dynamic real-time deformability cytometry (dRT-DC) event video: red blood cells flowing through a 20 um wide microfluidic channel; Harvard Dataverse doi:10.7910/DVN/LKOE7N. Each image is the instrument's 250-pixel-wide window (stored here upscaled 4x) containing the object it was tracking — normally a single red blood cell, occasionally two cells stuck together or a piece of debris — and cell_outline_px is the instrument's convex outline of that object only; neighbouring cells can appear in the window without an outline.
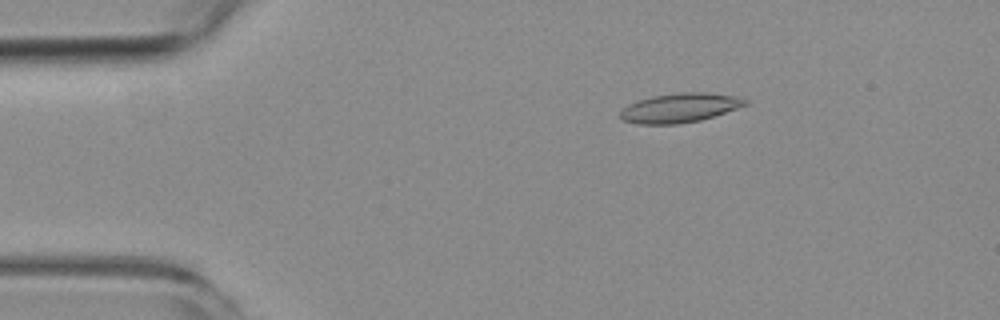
{"species": "common noctule bat (a hibernating species)", "species_latin": "Nyctalus noctula", "temperature_condition": "room temperature", "stored_images_in_passage": 5, "camera_frame_rate_fps": 3000, "um_per_image_px": 0.085, "animal": {"sex": "female", "body_mass_g": 19.3, "forearm_length_mm": 54.1}, "frame": {"image": 1, "passage_image": 3, "time_ms": 2.333, "image_size_px": [1000, 320], "cell_outline_px": [[748, 104], [700, 120], [676, 124], [636, 124], [624, 120], [620, 116], [620, 112], [628, 104], [652, 96], [680, 92], [704, 92], [732, 96], [748, 100]], "centroid_in_image_um": [57.74, 9.17], "position_along_channel_um": 27.3, "area_um2": 20.92}}
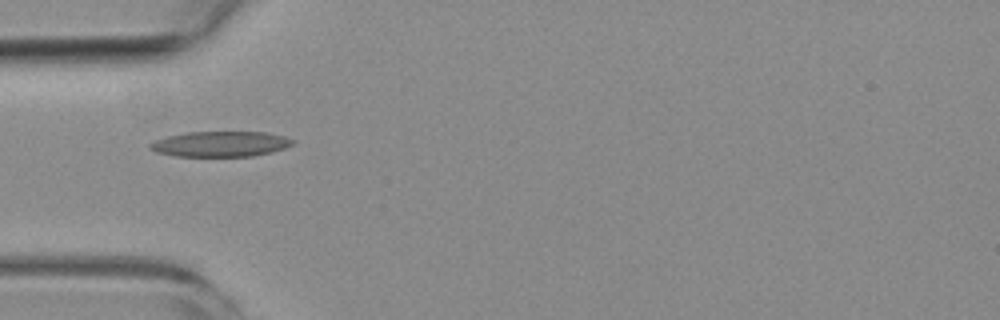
{"frame": {"image": 2, "passage_image": 5, "time_ms": 5.0, "image_size_px": [1000, 320], "cell_outline_px": [[296, 140], [292, 144], [284, 148], [272, 152], [252, 156], [176, 156], [156, 152], [148, 148], [148, 144], [156, 140], [168, 136], [188, 132], [268, 132], [284, 136]], "centroid_in_image_um": [18.75, 12.24], "position_along_channel_um": 66.3, "area_um2": 21.1}}